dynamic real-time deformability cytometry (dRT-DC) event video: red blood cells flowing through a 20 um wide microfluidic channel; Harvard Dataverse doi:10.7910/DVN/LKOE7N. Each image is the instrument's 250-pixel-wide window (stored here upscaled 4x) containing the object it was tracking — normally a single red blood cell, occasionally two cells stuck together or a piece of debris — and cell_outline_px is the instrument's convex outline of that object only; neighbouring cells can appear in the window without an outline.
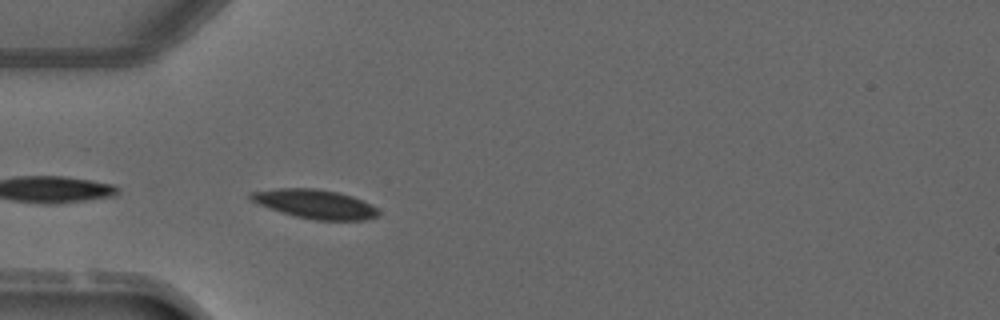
{"species": "common noctule bat (a hibernating species)", "species_latin": "Nyctalus noctula", "temperature_condition": "warm", "stored_images_in_passage": 3, "camera_frame_rate_fps": 3000, "um_per_image_px": 0.085, "animal": {"sex": "male", "forearm_length_mm": 52.5}, "frame": {"image": 1, "passage_image": 3, "time_ms": 2.333, "image_size_px": [1000, 320], "cell_outline_px": [[380, 212], [376, 216], [364, 220], [316, 220], [296, 216], [260, 204], [252, 200], [248, 196], [248, 192], [280, 188], [316, 188], [340, 192], [352, 196], [376, 208]], "centroid_in_image_um": [26.78, 17.32], "position_along_channel_um": 58.2, "area_um2": 21.21}}